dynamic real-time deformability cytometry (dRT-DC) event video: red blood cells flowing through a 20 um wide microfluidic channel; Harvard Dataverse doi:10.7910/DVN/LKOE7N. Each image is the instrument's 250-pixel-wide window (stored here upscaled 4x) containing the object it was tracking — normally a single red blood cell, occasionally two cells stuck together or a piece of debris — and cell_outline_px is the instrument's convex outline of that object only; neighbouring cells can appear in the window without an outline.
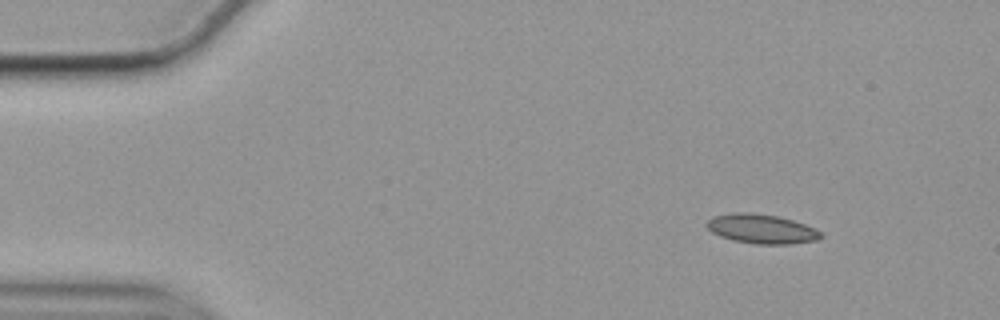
{"species": "common noctule bat (a hibernating species)", "species_latin": "Nyctalus noctula", "temperature_condition": "cold", "stored_images_in_passage": 51, "camera_frame_rate_fps": 3000, "um_per_image_px": 0.085, "animal": {"sex": "female", "body_mass_g": 19.9}, "frame": {"image": 1, "passage_image": 1, "time_ms": 0.0, "image_size_px": [1000, 320], "cell_outline_px": [[824, 236], [816, 240], [792, 244], [756, 244], [732, 240], [720, 236], [712, 232], [704, 224], [712, 216], [732, 212], [748, 212], [776, 216], [792, 220], [816, 228]], "centroid_in_image_um": [64.71, 19.45], "position_along_channel_um": 20.3, "area_um2": 19.59}}
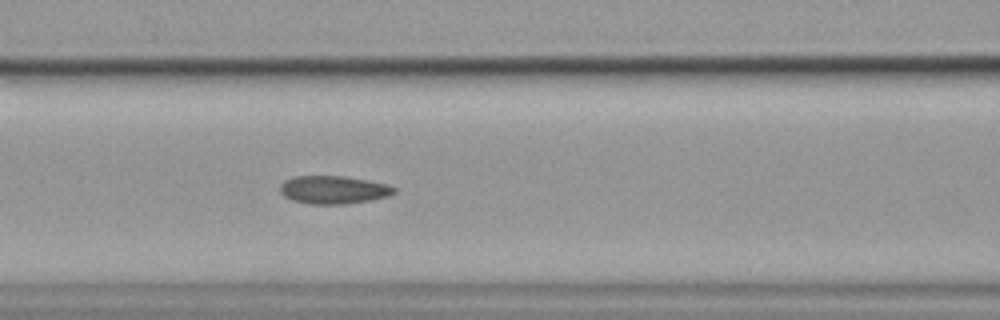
{"frame": {"image": 2, "passage_image": 18, "time_ms": 5.667, "image_size_px": [1000, 320], "cell_outline_px": [[396, 192], [388, 196], [368, 200], [344, 204], [308, 204], [292, 200], [284, 196], [280, 192], [280, 184], [284, 180], [292, 176], [344, 176], [368, 180], [388, 184], [396, 188]], "centroid_in_image_um": [28.32, 16.12], "position_along_channel_um": 138.3, "area_um2": 18.73}}
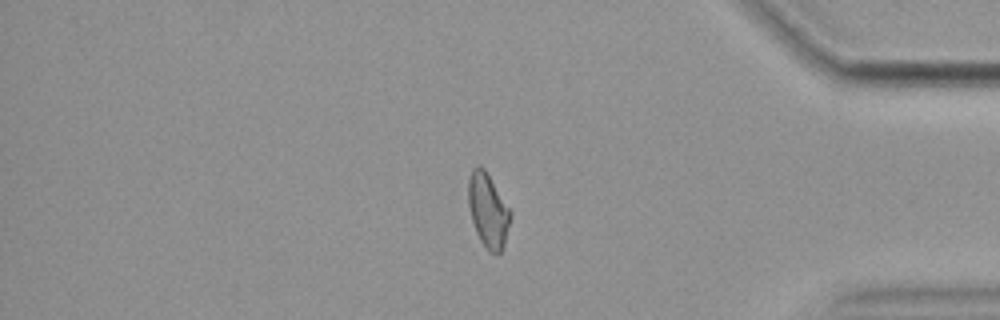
{"frame": {"image": 3, "passage_image": 42, "time_ms": 13.667, "image_size_px": [1000, 320], "cell_outline_px": [[512, 216], [504, 244], [500, 252], [488, 252], [480, 240], [476, 232], [472, 220], [468, 204], [468, 176], [472, 168], [476, 164], [480, 164], [484, 168], [512, 212]], "centroid_in_image_um": [41.47, 17.84], "position_along_channel_um": 393.7, "area_um2": 18.26}, "authors_computed_cell_mechanics": {"area_um2": 18.5538, "velocity_mm_per_s": 3.5371, "shape_relaxation_time_tau1_ms": null, "shape_relaxation_time_tau2_ms": 2.9603, "deformation_change_tau1": null, "deformation_change_tau2": 0.0797}}